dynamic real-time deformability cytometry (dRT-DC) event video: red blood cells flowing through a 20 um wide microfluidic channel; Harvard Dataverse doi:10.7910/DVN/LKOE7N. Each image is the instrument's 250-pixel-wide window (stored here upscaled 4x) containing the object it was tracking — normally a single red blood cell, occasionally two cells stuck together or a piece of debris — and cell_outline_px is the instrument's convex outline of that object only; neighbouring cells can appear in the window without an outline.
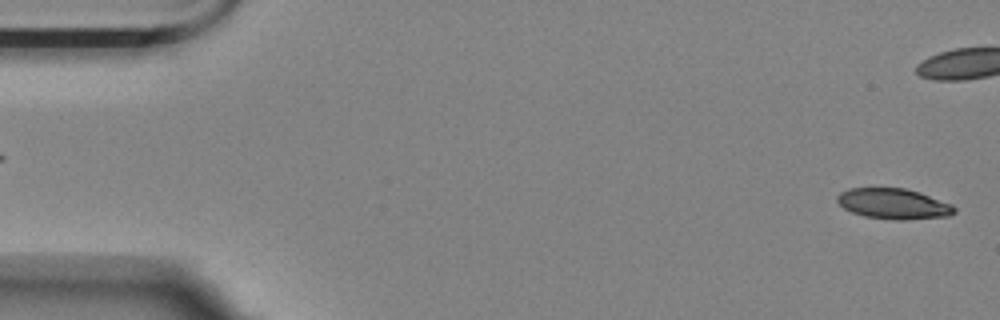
{"species": "Egyptian fruit bat (a non-hibernating species)", "species_latin": "Rousettus aegyptiacus", "temperature_condition": "room temperature", "stored_images_in_passage": 5, "segment_of_instrument_passage": [2, 2], "camera_frame_rate_fps": 3000, "um_per_image_px": 0.085, "animal": {"sex": "female"}, "frame": {"image": 1, "passage_image": 5, "time_ms": 4.667, "image_size_px": [1000, 320], "cell_outline_px": [[956, 212], [948, 216], [904, 220], [900, 220], [864, 216], [852, 212], [844, 208], [836, 200], [836, 196], [840, 192], [848, 188], [904, 188], [920, 192], [952, 204], [956, 208]], "centroid_in_image_um": [75.95, 17.31], "position_along_channel_um": 9.0, "area_um2": 20.87}}